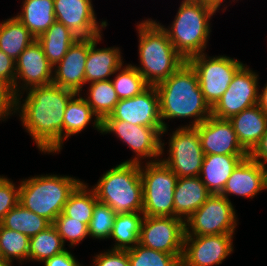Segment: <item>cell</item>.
<instances>
[{"label": "cell", "mask_w": 267, "mask_h": 266, "mask_svg": "<svg viewBox=\"0 0 267 266\" xmlns=\"http://www.w3.org/2000/svg\"><path fill=\"white\" fill-rule=\"evenodd\" d=\"M75 94L70 89L51 83L31 87L15 96L14 115H19L21 125L42 153L61 152L64 113Z\"/></svg>", "instance_id": "obj_1"}, {"label": "cell", "mask_w": 267, "mask_h": 266, "mask_svg": "<svg viewBox=\"0 0 267 266\" xmlns=\"http://www.w3.org/2000/svg\"><path fill=\"white\" fill-rule=\"evenodd\" d=\"M155 87L159 94L164 127L162 137L168 133L170 126L164 120L189 118L192 121L181 127H196L212 115V109L201 92L197 73L188 61Z\"/></svg>", "instance_id": "obj_2"}, {"label": "cell", "mask_w": 267, "mask_h": 266, "mask_svg": "<svg viewBox=\"0 0 267 266\" xmlns=\"http://www.w3.org/2000/svg\"><path fill=\"white\" fill-rule=\"evenodd\" d=\"M139 65H133L150 86L169 78L186 60L175 50L161 26L148 18L136 25Z\"/></svg>", "instance_id": "obj_3"}, {"label": "cell", "mask_w": 267, "mask_h": 266, "mask_svg": "<svg viewBox=\"0 0 267 266\" xmlns=\"http://www.w3.org/2000/svg\"><path fill=\"white\" fill-rule=\"evenodd\" d=\"M216 12L214 6L203 0H182L171 25L166 27L157 23L175 50L187 61L194 55L206 53L212 32L210 20Z\"/></svg>", "instance_id": "obj_4"}, {"label": "cell", "mask_w": 267, "mask_h": 266, "mask_svg": "<svg viewBox=\"0 0 267 266\" xmlns=\"http://www.w3.org/2000/svg\"><path fill=\"white\" fill-rule=\"evenodd\" d=\"M81 182L79 178L57 174L23 178L19 183V203L53 224Z\"/></svg>", "instance_id": "obj_5"}, {"label": "cell", "mask_w": 267, "mask_h": 266, "mask_svg": "<svg viewBox=\"0 0 267 266\" xmlns=\"http://www.w3.org/2000/svg\"><path fill=\"white\" fill-rule=\"evenodd\" d=\"M92 189L97 200L117 214L142 212L143 186L139 163L121 162L110 168Z\"/></svg>", "instance_id": "obj_6"}, {"label": "cell", "mask_w": 267, "mask_h": 266, "mask_svg": "<svg viewBox=\"0 0 267 266\" xmlns=\"http://www.w3.org/2000/svg\"><path fill=\"white\" fill-rule=\"evenodd\" d=\"M140 164L144 216L174 217V189L178 176L163 162Z\"/></svg>", "instance_id": "obj_7"}, {"label": "cell", "mask_w": 267, "mask_h": 266, "mask_svg": "<svg viewBox=\"0 0 267 266\" xmlns=\"http://www.w3.org/2000/svg\"><path fill=\"white\" fill-rule=\"evenodd\" d=\"M162 130L164 127L132 125L122 120H115L109 115L102 121L101 134L113 133L135 153L131 159L123 162L141 164L144 159L147 163L159 161V157L164 155V146L167 142L164 143L162 140Z\"/></svg>", "instance_id": "obj_8"}, {"label": "cell", "mask_w": 267, "mask_h": 266, "mask_svg": "<svg viewBox=\"0 0 267 266\" xmlns=\"http://www.w3.org/2000/svg\"><path fill=\"white\" fill-rule=\"evenodd\" d=\"M195 69L204 100L211 107L221 99L233 76L244 65L237 58L229 56H208L197 54L187 60Z\"/></svg>", "instance_id": "obj_9"}, {"label": "cell", "mask_w": 267, "mask_h": 266, "mask_svg": "<svg viewBox=\"0 0 267 266\" xmlns=\"http://www.w3.org/2000/svg\"><path fill=\"white\" fill-rule=\"evenodd\" d=\"M238 219L234 205L220 194L206 202L185 221L184 236L235 234Z\"/></svg>", "instance_id": "obj_10"}, {"label": "cell", "mask_w": 267, "mask_h": 266, "mask_svg": "<svg viewBox=\"0 0 267 266\" xmlns=\"http://www.w3.org/2000/svg\"><path fill=\"white\" fill-rule=\"evenodd\" d=\"M167 158H159L178 178L199 176L204 152L195 127H180L172 131L168 140Z\"/></svg>", "instance_id": "obj_11"}, {"label": "cell", "mask_w": 267, "mask_h": 266, "mask_svg": "<svg viewBox=\"0 0 267 266\" xmlns=\"http://www.w3.org/2000/svg\"><path fill=\"white\" fill-rule=\"evenodd\" d=\"M185 222L178 217L144 216L139 244L174 256L183 255Z\"/></svg>", "instance_id": "obj_12"}, {"label": "cell", "mask_w": 267, "mask_h": 266, "mask_svg": "<svg viewBox=\"0 0 267 266\" xmlns=\"http://www.w3.org/2000/svg\"><path fill=\"white\" fill-rule=\"evenodd\" d=\"M259 75L244 64L233 76L228 89L212 108V115L230 119L258 103Z\"/></svg>", "instance_id": "obj_13"}, {"label": "cell", "mask_w": 267, "mask_h": 266, "mask_svg": "<svg viewBox=\"0 0 267 266\" xmlns=\"http://www.w3.org/2000/svg\"><path fill=\"white\" fill-rule=\"evenodd\" d=\"M234 234L184 236L181 266H214L234 251Z\"/></svg>", "instance_id": "obj_14"}, {"label": "cell", "mask_w": 267, "mask_h": 266, "mask_svg": "<svg viewBox=\"0 0 267 266\" xmlns=\"http://www.w3.org/2000/svg\"><path fill=\"white\" fill-rule=\"evenodd\" d=\"M52 81L53 65L36 39L16 60V77L11 92L15 97L31 87L51 84Z\"/></svg>", "instance_id": "obj_15"}, {"label": "cell", "mask_w": 267, "mask_h": 266, "mask_svg": "<svg viewBox=\"0 0 267 266\" xmlns=\"http://www.w3.org/2000/svg\"><path fill=\"white\" fill-rule=\"evenodd\" d=\"M92 3V0H54L56 21L63 23L78 38L99 36L108 23L97 21Z\"/></svg>", "instance_id": "obj_16"}, {"label": "cell", "mask_w": 267, "mask_h": 266, "mask_svg": "<svg viewBox=\"0 0 267 266\" xmlns=\"http://www.w3.org/2000/svg\"><path fill=\"white\" fill-rule=\"evenodd\" d=\"M115 120L132 125L163 127L160 114V99L155 86H148L140 94L117 102L110 114Z\"/></svg>", "instance_id": "obj_17"}, {"label": "cell", "mask_w": 267, "mask_h": 266, "mask_svg": "<svg viewBox=\"0 0 267 266\" xmlns=\"http://www.w3.org/2000/svg\"><path fill=\"white\" fill-rule=\"evenodd\" d=\"M195 128L199 133L204 155H249L238 142L229 119L211 115Z\"/></svg>", "instance_id": "obj_18"}, {"label": "cell", "mask_w": 267, "mask_h": 266, "mask_svg": "<svg viewBox=\"0 0 267 266\" xmlns=\"http://www.w3.org/2000/svg\"><path fill=\"white\" fill-rule=\"evenodd\" d=\"M90 38H79L66 52V55L53 67L52 83L62 88L82 93L85 85V65L88 57Z\"/></svg>", "instance_id": "obj_19"}, {"label": "cell", "mask_w": 267, "mask_h": 266, "mask_svg": "<svg viewBox=\"0 0 267 266\" xmlns=\"http://www.w3.org/2000/svg\"><path fill=\"white\" fill-rule=\"evenodd\" d=\"M263 190H267V167L248 156L234 169L220 195L229 201L230 195L252 199Z\"/></svg>", "instance_id": "obj_20"}, {"label": "cell", "mask_w": 267, "mask_h": 266, "mask_svg": "<svg viewBox=\"0 0 267 266\" xmlns=\"http://www.w3.org/2000/svg\"><path fill=\"white\" fill-rule=\"evenodd\" d=\"M102 39V34L91 37V46L85 65V86L87 83L110 80L116 70L124 65L119 47L97 48V44Z\"/></svg>", "instance_id": "obj_21"}, {"label": "cell", "mask_w": 267, "mask_h": 266, "mask_svg": "<svg viewBox=\"0 0 267 266\" xmlns=\"http://www.w3.org/2000/svg\"><path fill=\"white\" fill-rule=\"evenodd\" d=\"M238 142L250 153L267 131V113L258 105L244 109L229 119Z\"/></svg>", "instance_id": "obj_22"}, {"label": "cell", "mask_w": 267, "mask_h": 266, "mask_svg": "<svg viewBox=\"0 0 267 266\" xmlns=\"http://www.w3.org/2000/svg\"><path fill=\"white\" fill-rule=\"evenodd\" d=\"M210 195L199 176L178 178L174 189V217L185 222Z\"/></svg>", "instance_id": "obj_23"}, {"label": "cell", "mask_w": 267, "mask_h": 266, "mask_svg": "<svg viewBox=\"0 0 267 266\" xmlns=\"http://www.w3.org/2000/svg\"><path fill=\"white\" fill-rule=\"evenodd\" d=\"M249 155H204L199 177L211 194H220L237 165Z\"/></svg>", "instance_id": "obj_24"}, {"label": "cell", "mask_w": 267, "mask_h": 266, "mask_svg": "<svg viewBox=\"0 0 267 266\" xmlns=\"http://www.w3.org/2000/svg\"><path fill=\"white\" fill-rule=\"evenodd\" d=\"M92 122V123H91ZM89 123L102 133V121L94 113L82 94L76 93L68 102L63 119V144L72 135L79 134Z\"/></svg>", "instance_id": "obj_25"}, {"label": "cell", "mask_w": 267, "mask_h": 266, "mask_svg": "<svg viewBox=\"0 0 267 266\" xmlns=\"http://www.w3.org/2000/svg\"><path fill=\"white\" fill-rule=\"evenodd\" d=\"M15 16L37 39L56 21L54 0H23Z\"/></svg>", "instance_id": "obj_26"}, {"label": "cell", "mask_w": 267, "mask_h": 266, "mask_svg": "<svg viewBox=\"0 0 267 266\" xmlns=\"http://www.w3.org/2000/svg\"><path fill=\"white\" fill-rule=\"evenodd\" d=\"M35 40L36 38L15 15L0 22V50L13 60L16 61Z\"/></svg>", "instance_id": "obj_27"}, {"label": "cell", "mask_w": 267, "mask_h": 266, "mask_svg": "<svg viewBox=\"0 0 267 266\" xmlns=\"http://www.w3.org/2000/svg\"><path fill=\"white\" fill-rule=\"evenodd\" d=\"M78 39L63 23L55 21L44 34L37 38V41L41 44L48 61L54 67Z\"/></svg>", "instance_id": "obj_28"}, {"label": "cell", "mask_w": 267, "mask_h": 266, "mask_svg": "<svg viewBox=\"0 0 267 266\" xmlns=\"http://www.w3.org/2000/svg\"><path fill=\"white\" fill-rule=\"evenodd\" d=\"M142 212L117 214L110 238L114 240L111 249L128 250L139 244Z\"/></svg>", "instance_id": "obj_29"}, {"label": "cell", "mask_w": 267, "mask_h": 266, "mask_svg": "<svg viewBox=\"0 0 267 266\" xmlns=\"http://www.w3.org/2000/svg\"><path fill=\"white\" fill-rule=\"evenodd\" d=\"M0 224L10 230L23 233L29 238L52 225L47 219L27 210L20 203L4 216Z\"/></svg>", "instance_id": "obj_30"}, {"label": "cell", "mask_w": 267, "mask_h": 266, "mask_svg": "<svg viewBox=\"0 0 267 266\" xmlns=\"http://www.w3.org/2000/svg\"><path fill=\"white\" fill-rule=\"evenodd\" d=\"M97 198L94 190L86 182H82L70 194L64 205L63 213L79 222L89 226Z\"/></svg>", "instance_id": "obj_31"}, {"label": "cell", "mask_w": 267, "mask_h": 266, "mask_svg": "<svg viewBox=\"0 0 267 266\" xmlns=\"http://www.w3.org/2000/svg\"><path fill=\"white\" fill-rule=\"evenodd\" d=\"M85 96L83 98L101 121L113 112L119 101L111 79L90 83Z\"/></svg>", "instance_id": "obj_32"}, {"label": "cell", "mask_w": 267, "mask_h": 266, "mask_svg": "<svg viewBox=\"0 0 267 266\" xmlns=\"http://www.w3.org/2000/svg\"><path fill=\"white\" fill-rule=\"evenodd\" d=\"M66 249L67 248L56 228L51 225L46 230L30 237L29 262L42 263L45 259L62 253Z\"/></svg>", "instance_id": "obj_33"}, {"label": "cell", "mask_w": 267, "mask_h": 266, "mask_svg": "<svg viewBox=\"0 0 267 266\" xmlns=\"http://www.w3.org/2000/svg\"><path fill=\"white\" fill-rule=\"evenodd\" d=\"M30 238L23 233L10 230L0 224V251L2 260L13 265V261L19 264L29 261Z\"/></svg>", "instance_id": "obj_34"}, {"label": "cell", "mask_w": 267, "mask_h": 266, "mask_svg": "<svg viewBox=\"0 0 267 266\" xmlns=\"http://www.w3.org/2000/svg\"><path fill=\"white\" fill-rule=\"evenodd\" d=\"M114 74L116 75L111 81L119 100L132 98L149 86L131 63L122 65Z\"/></svg>", "instance_id": "obj_35"}, {"label": "cell", "mask_w": 267, "mask_h": 266, "mask_svg": "<svg viewBox=\"0 0 267 266\" xmlns=\"http://www.w3.org/2000/svg\"><path fill=\"white\" fill-rule=\"evenodd\" d=\"M128 258L129 266H181L182 256H174L137 244L128 249Z\"/></svg>", "instance_id": "obj_36"}, {"label": "cell", "mask_w": 267, "mask_h": 266, "mask_svg": "<svg viewBox=\"0 0 267 266\" xmlns=\"http://www.w3.org/2000/svg\"><path fill=\"white\" fill-rule=\"evenodd\" d=\"M116 215L117 213L107 204L97 201L88 226L89 238L109 239Z\"/></svg>", "instance_id": "obj_37"}, {"label": "cell", "mask_w": 267, "mask_h": 266, "mask_svg": "<svg viewBox=\"0 0 267 266\" xmlns=\"http://www.w3.org/2000/svg\"><path fill=\"white\" fill-rule=\"evenodd\" d=\"M52 225L56 228L64 244L69 241L68 246L70 248L75 247L89 237L88 226L85 223L72 220L63 212L54 220Z\"/></svg>", "instance_id": "obj_38"}, {"label": "cell", "mask_w": 267, "mask_h": 266, "mask_svg": "<svg viewBox=\"0 0 267 266\" xmlns=\"http://www.w3.org/2000/svg\"><path fill=\"white\" fill-rule=\"evenodd\" d=\"M19 185L0 175V222L19 203Z\"/></svg>", "instance_id": "obj_39"}, {"label": "cell", "mask_w": 267, "mask_h": 266, "mask_svg": "<svg viewBox=\"0 0 267 266\" xmlns=\"http://www.w3.org/2000/svg\"><path fill=\"white\" fill-rule=\"evenodd\" d=\"M92 260V266H129L128 250L108 249Z\"/></svg>", "instance_id": "obj_40"}, {"label": "cell", "mask_w": 267, "mask_h": 266, "mask_svg": "<svg viewBox=\"0 0 267 266\" xmlns=\"http://www.w3.org/2000/svg\"><path fill=\"white\" fill-rule=\"evenodd\" d=\"M16 77V61L0 50V81L13 88Z\"/></svg>", "instance_id": "obj_41"}, {"label": "cell", "mask_w": 267, "mask_h": 266, "mask_svg": "<svg viewBox=\"0 0 267 266\" xmlns=\"http://www.w3.org/2000/svg\"><path fill=\"white\" fill-rule=\"evenodd\" d=\"M15 97L11 89L0 81V122L6 121L14 114ZM9 116V117H8Z\"/></svg>", "instance_id": "obj_42"}, {"label": "cell", "mask_w": 267, "mask_h": 266, "mask_svg": "<svg viewBox=\"0 0 267 266\" xmlns=\"http://www.w3.org/2000/svg\"><path fill=\"white\" fill-rule=\"evenodd\" d=\"M43 266H75L78 263L76 257L66 249L62 253L52 256L51 258L45 259L42 264Z\"/></svg>", "instance_id": "obj_43"}, {"label": "cell", "mask_w": 267, "mask_h": 266, "mask_svg": "<svg viewBox=\"0 0 267 266\" xmlns=\"http://www.w3.org/2000/svg\"><path fill=\"white\" fill-rule=\"evenodd\" d=\"M249 156L259 162L262 166L267 167V131L261 137L260 142L249 153Z\"/></svg>", "instance_id": "obj_44"}, {"label": "cell", "mask_w": 267, "mask_h": 266, "mask_svg": "<svg viewBox=\"0 0 267 266\" xmlns=\"http://www.w3.org/2000/svg\"><path fill=\"white\" fill-rule=\"evenodd\" d=\"M262 91L258 93V105L267 113V82Z\"/></svg>", "instance_id": "obj_45"}, {"label": "cell", "mask_w": 267, "mask_h": 266, "mask_svg": "<svg viewBox=\"0 0 267 266\" xmlns=\"http://www.w3.org/2000/svg\"><path fill=\"white\" fill-rule=\"evenodd\" d=\"M205 2H207L208 4L214 6L218 11L220 9V7L223 6V3L225 2V0H203ZM235 0H233L234 2Z\"/></svg>", "instance_id": "obj_46"}, {"label": "cell", "mask_w": 267, "mask_h": 266, "mask_svg": "<svg viewBox=\"0 0 267 266\" xmlns=\"http://www.w3.org/2000/svg\"><path fill=\"white\" fill-rule=\"evenodd\" d=\"M0 266H12V265L0 259Z\"/></svg>", "instance_id": "obj_47"}, {"label": "cell", "mask_w": 267, "mask_h": 266, "mask_svg": "<svg viewBox=\"0 0 267 266\" xmlns=\"http://www.w3.org/2000/svg\"><path fill=\"white\" fill-rule=\"evenodd\" d=\"M75 266H84V265H82V264H80V263L78 262ZM89 266H92V265H89Z\"/></svg>", "instance_id": "obj_48"}]
</instances>
